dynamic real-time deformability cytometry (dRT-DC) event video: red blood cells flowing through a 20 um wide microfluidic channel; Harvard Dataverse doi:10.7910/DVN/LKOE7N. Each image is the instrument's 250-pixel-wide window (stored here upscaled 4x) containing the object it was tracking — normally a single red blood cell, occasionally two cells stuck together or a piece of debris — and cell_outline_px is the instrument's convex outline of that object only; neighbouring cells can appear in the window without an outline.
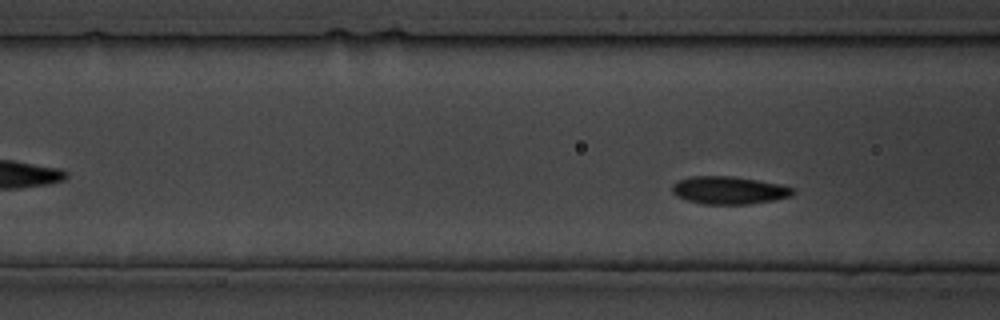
{"species": "common noctule bat (a hibernating species)", "species_latin": "Nyctalus noctula", "temperature_condition": "cold", "stored_images_in_passage": 9, "segment_of_instrument_passage": [2, 2], "camera_frame_rate_fps": 3000, "um_per_image_px": 0.085, "animal": {"sex": "male", "body_mass_g": 19.5, "forearm_length_mm": 54.6}, "frame": {"image": 1, "passage_image": 9, "time_ms": 10.0, "image_size_px": [1000, 320], "cell_outline_px": [[796, 192], [792, 196], [772, 200], [748, 204], [704, 204], [688, 200], [676, 196], [672, 192], [672, 184], [676, 180], [688, 176], [732, 176], [780, 184], [796, 188]], "centroid_in_image_um": [61.95, 16.16], "position_along_channel_um": 104.6, "area_um2": 19.65}}